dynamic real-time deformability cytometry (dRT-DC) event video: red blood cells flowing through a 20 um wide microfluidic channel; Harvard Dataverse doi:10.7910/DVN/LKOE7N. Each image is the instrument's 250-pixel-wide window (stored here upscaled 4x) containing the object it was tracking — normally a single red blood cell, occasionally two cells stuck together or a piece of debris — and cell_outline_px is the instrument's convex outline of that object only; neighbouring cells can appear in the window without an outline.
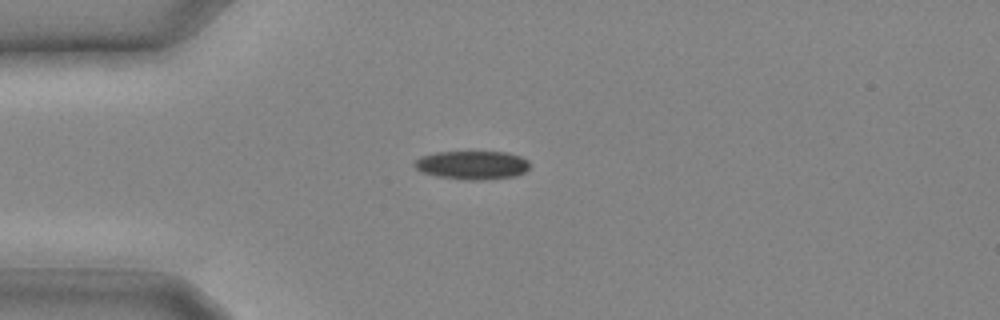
{"species": "common noctule bat (a hibernating species)", "species_latin": "Nyctalus noctula", "temperature_condition": "cold", "stored_images_in_passage": 9, "camera_frame_rate_fps": 3000, "um_per_image_px": 0.085, "animal": {"sex": "male", "body_mass_g": 20.4}, "frame": {"image": 1, "passage_image": 6, "time_ms": 1.667, "image_size_px": [1000, 320], "cell_outline_px": [[528, 168], [524, 172], [516, 176], [480, 180], [468, 180], [436, 176], [420, 172], [412, 164], [420, 156], [436, 152], [508, 152], [520, 156], [528, 160]], "centroid_in_image_um": [40.11, 14.03], "position_along_channel_um": 44.9, "area_um2": 19.25}}
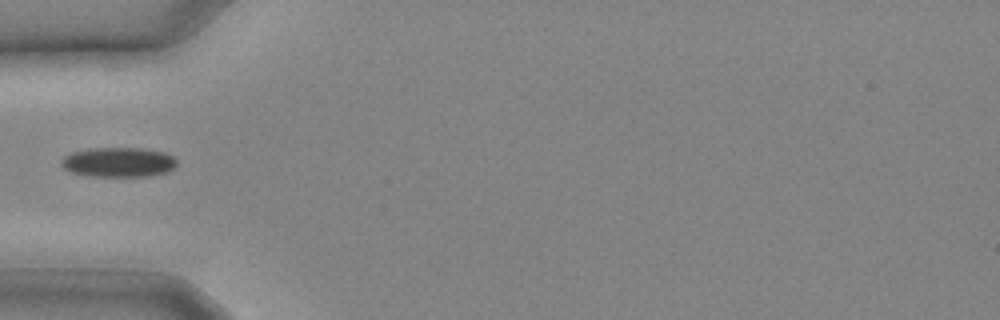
{"frame": {"image": 2, "passage_image": 8, "time_ms": 2.333, "image_size_px": [1000, 320], "cell_outline_px": [[176, 168], [168, 172], [148, 176], [92, 176], [72, 172], [64, 168], [60, 164], [60, 160], [64, 156], [72, 152], [92, 148], [140, 148], [164, 152], [172, 156], [176, 160]], "centroid_in_image_um": [10.08, 13.78], "position_along_channel_um": 74.9, "area_um2": 20.0}}